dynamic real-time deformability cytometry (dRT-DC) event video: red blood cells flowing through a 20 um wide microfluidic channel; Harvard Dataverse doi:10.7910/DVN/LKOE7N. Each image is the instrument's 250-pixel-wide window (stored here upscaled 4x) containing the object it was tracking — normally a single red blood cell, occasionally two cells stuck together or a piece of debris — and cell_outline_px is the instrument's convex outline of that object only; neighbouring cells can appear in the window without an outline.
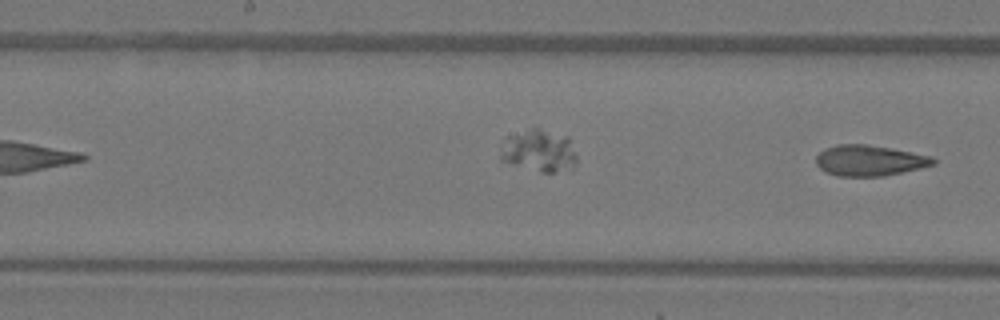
{"species": "Egyptian fruit bat (a non-hibernating species)", "species_latin": "Rousettus aegyptiacus", "temperature_condition": "warm", "stored_images_in_passage": 8, "camera_frame_rate_fps": 3000, "um_per_image_px": 0.085, "animal": {"sex": "female"}, "frame": {"image": 1, "passage_image": 8, "time_ms": 2.333, "image_size_px": [1000, 320], "cell_outline_px": [[936, 164], [920, 168], [884, 176], [836, 176], [824, 172], [816, 164], [816, 156], [824, 148], [836, 144], [868, 144], [892, 148], [932, 156], [936, 160]], "centroid_in_image_um": [73.89, 13.64], "position_along_channel_um": 174.3, "area_um2": 21.21}}